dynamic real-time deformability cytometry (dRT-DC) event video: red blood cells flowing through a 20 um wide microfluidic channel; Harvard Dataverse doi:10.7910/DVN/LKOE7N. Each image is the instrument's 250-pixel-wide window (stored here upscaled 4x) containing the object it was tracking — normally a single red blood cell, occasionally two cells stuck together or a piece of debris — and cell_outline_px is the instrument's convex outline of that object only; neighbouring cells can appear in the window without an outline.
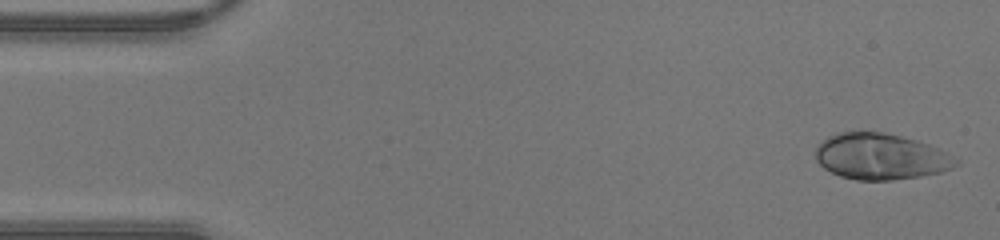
{"species": "human", "species_latin": "Homo sapiens", "temperature_condition": "warm", "stored_images_in_passage": 44, "camera_frame_rate_fps": 3000, "um_per_image_px": 0.085, "donor": {"sex": "male"}, "frame": {"image": 1, "passage_image": 1, "time_ms": 0.0, "image_size_px": [1000, 240], "cell_outline_px": [[960, 164], [952, 168], [940, 172], [920, 176], [892, 180], [856, 180], [840, 176], [824, 168], [816, 160], [812, 152], [828, 136], [840, 132], [884, 132], [916, 140], [928, 144], [960, 160]], "centroid_in_image_um": [74.83, 13.31], "position_along_channel_um": 10.2, "area_um2": 37.63}}
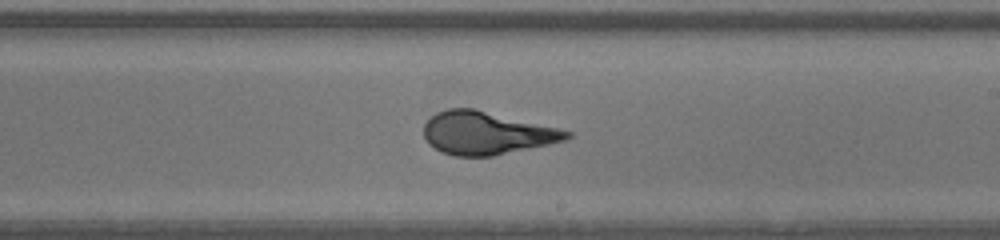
{"frame": {"image": 2, "passage_image": 25, "time_ms": 8.0, "image_size_px": [1000, 240], "cell_outline_px": [[572, 136], [568, 140], [492, 156], [456, 156], [440, 152], [428, 144], [424, 136], [424, 124], [436, 112], [448, 108], [472, 108], [556, 128], [572, 132]], "centroid_in_image_um": [41.31, 11.32], "position_along_channel_um": 247.7, "area_um2": 35.37}}
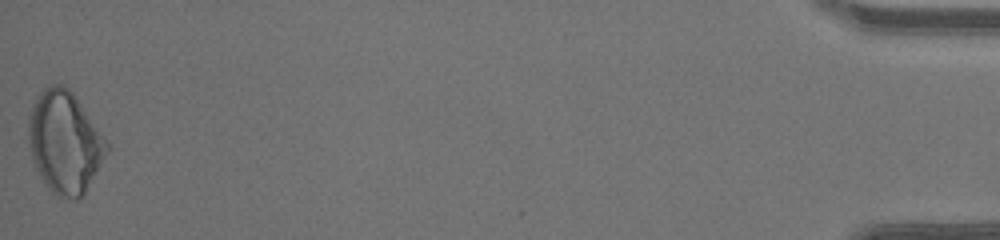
{"frame": {"image": 3, "passage_image": 44, "time_ms": 14.333, "image_size_px": [1000, 240], "cell_outline_px": [[112, 148], [84, 196], [76, 200], [52, 196], [44, 184], [32, 164], [28, 140], [28, 116], [32, 104], [36, 96], [44, 88], [52, 84], [60, 84], [68, 88], [72, 92], [112, 144]], "centroid_in_image_um": [5.53, 12.14], "position_along_channel_um": 429.7, "area_um2": 48.15}}